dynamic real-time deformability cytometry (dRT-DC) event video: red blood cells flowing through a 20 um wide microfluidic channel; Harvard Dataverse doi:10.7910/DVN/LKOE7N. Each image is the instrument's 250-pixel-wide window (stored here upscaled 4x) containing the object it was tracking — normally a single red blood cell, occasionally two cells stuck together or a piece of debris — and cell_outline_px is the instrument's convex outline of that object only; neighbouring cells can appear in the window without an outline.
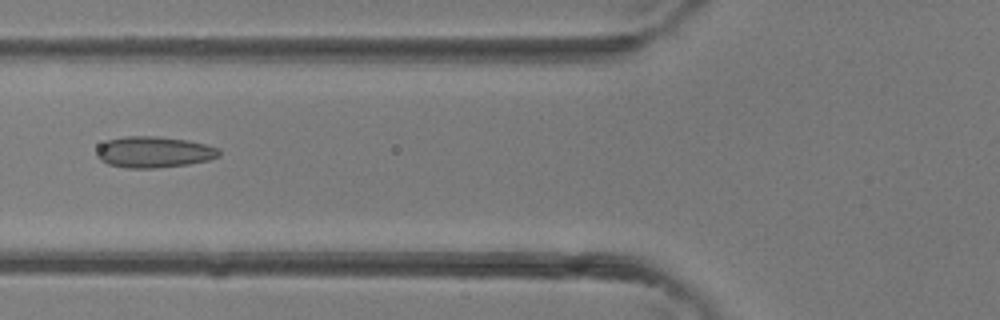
{"species": "common noctule bat (a hibernating species)", "species_latin": "Nyctalus noctula", "temperature_condition": "room temperature", "stored_images_in_passage": 3, "camera_frame_rate_fps": 3000, "um_per_image_px": 0.085, "animal": {"sex": "female"}, "frame": {"image": 1, "passage_image": 3, "time_ms": 0.667, "image_size_px": [1000, 320], "cell_outline_px": [[220, 156], [208, 160], [188, 164], [156, 168], [128, 168], [108, 164], [100, 160], [96, 156], [96, 152], [100, 144], [108, 140], [124, 136], [156, 136], [188, 140], [220, 148]], "centroid_in_image_um": [13.07, 12.92], "position_along_channel_um": 112.7, "area_um2": 22.31}}